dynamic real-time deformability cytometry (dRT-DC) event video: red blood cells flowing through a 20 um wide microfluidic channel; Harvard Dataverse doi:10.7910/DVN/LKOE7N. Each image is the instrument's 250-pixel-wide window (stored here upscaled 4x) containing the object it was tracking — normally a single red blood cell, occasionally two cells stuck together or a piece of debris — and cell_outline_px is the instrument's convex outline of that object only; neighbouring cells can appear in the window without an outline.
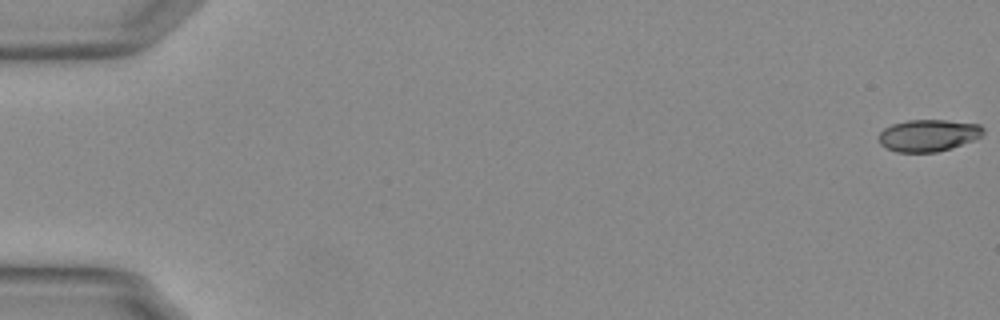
{"species": "Egyptian fruit bat (a non-hibernating species)", "species_latin": "Rousettus aegyptiacus", "temperature_condition": "warm", "stored_images_in_passage": 56, "camera_frame_rate_fps": 3000, "um_per_image_px": 0.085, "animal": {"sex": "female"}, "frame": {"image": 1, "passage_image": 1, "time_ms": 0.0, "image_size_px": [1000, 320], "cell_outline_px": [[984, 136], [976, 140], [952, 148], [936, 152], [896, 152], [880, 144], [880, 132], [884, 128], [892, 124], [908, 120], [948, 120], [980, 124], [984, 128]], "centroid_in_image_um": [78.98, 11.5], "position_along_channel_um": 6.0, "area_um2": 19.65}}
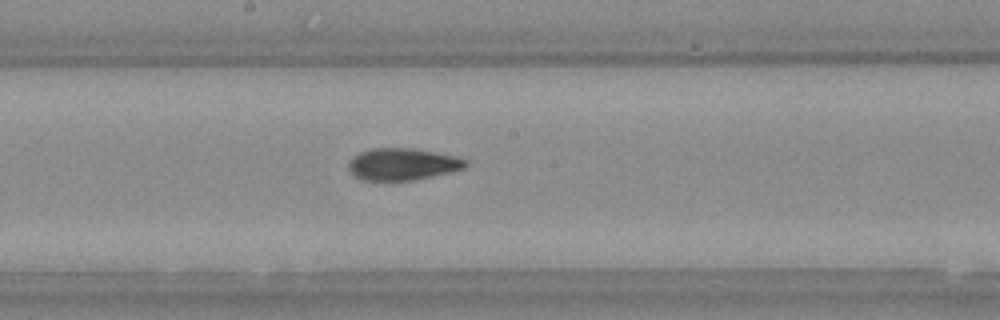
{"frame": {"image": 2, "passage_image": 31, "time_ms": 10.0, "image_size_px": [1000, 320], "cell_outline_px": [[468, 164], [464, 168], [448, 172], [412, 180], [364, 180], [356, 176], [348, 168], [348, 164], [352, 156], [360, 152], [372, 148], [416, 148], [456, 156], [468, 160]], "centroid_in_image_um": [34.22, 13.93], "position_along_channel_um": 214.0, "area_um2": 21.68}}
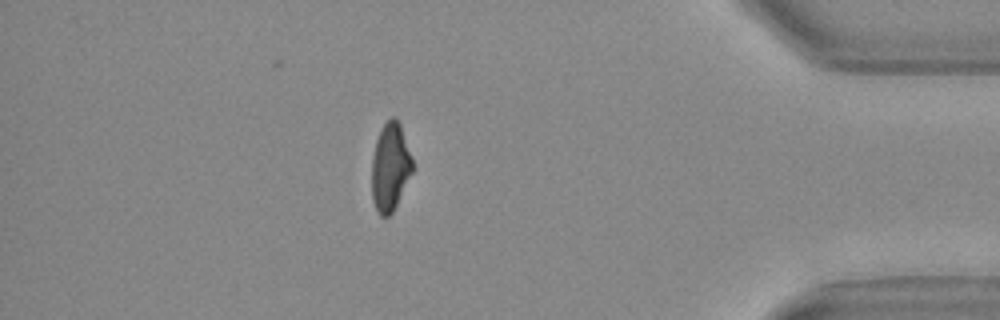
{"frame": {"image": 3, "passage_image": 49, "time_ms": 16.0, "image_size_px": [1000, 320], "cell_outline_px": [[412, 172], [392, 212], [388, 216], [380, 216], [372, 200], [372, 156], [376, 140], [380, 128], [392, 116], [396, 116], [400, 124], [412, 160]], "centroid_in_image_um": [33.14, 14.17], "position_along_channel_um": 402.1, "area_um2": 20.58}, "authors_computed_cell_mechanics": {"area_um2": 21.3282, "velocity_mm_per_s": 3.7727, "shape_relaxation_time_tau1_ms": 8.1539, "shape_relaxation_time_tau2_ms": 2.4346, "deformation_change_tau1": 0.245, "deformation_change_tau2": 0.0886}}